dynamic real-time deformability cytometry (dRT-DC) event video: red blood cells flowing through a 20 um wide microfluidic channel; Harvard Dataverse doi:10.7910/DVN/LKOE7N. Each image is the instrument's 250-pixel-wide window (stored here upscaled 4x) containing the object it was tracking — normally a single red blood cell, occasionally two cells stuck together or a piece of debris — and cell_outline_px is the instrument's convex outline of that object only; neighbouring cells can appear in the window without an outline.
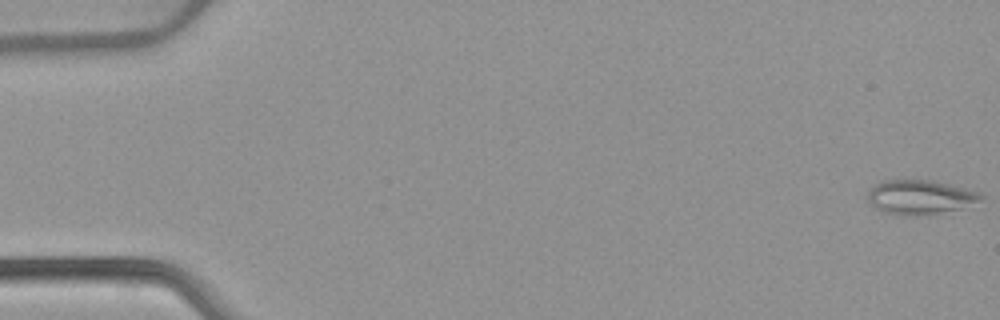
{"species": "common noctule bat (a hibernating species)", "species_latin": "Nyctalus noctula", "temperature_condition": "warm", "stored_images_in_passage": 53, "camera_frame_rate_fps": 3000, "um_per_image_px": 0.085, "animal": {"sex": "female", "body_mass_g": 22.7, "forearm_length_mm": 54.2}, "frame": {"image": 1, "passage_image": 1, "time_ms": 0.0, "image_size_px": [1000, 320], "cell_outline_px": [[984, 196], [980, 200], [960, 208], [916, 216], [904, 216], [884, 212], [876, 208], [868, 200], [868, 188], [880, 180], [928, 180], [948, 184], [964, 188], [976, 192]], "centroid_in_image_um": [78.11, 16.75], "position_along_channel_um": 6.9, "area_um2": 22.31}}
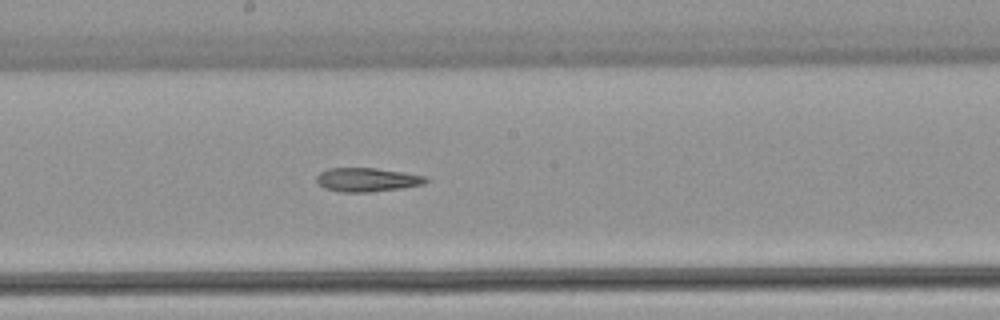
{"frame": {"image": 2, "passage_image": 29, "time_ms": 9.333, "image_size_px": [1000, 320], "cell_outline_px": [[428, 180], [424, 184], [400, 188], [368, 192], [340, 192], [324, 188], [316, 180], [316, 176], [320, 172], [328, 168], [376, 168], [424, 176]], "centroid_in_image_um": [31.15, 15.27], "position_along_channel_um": 217.1, "area_um2": 14.97}}
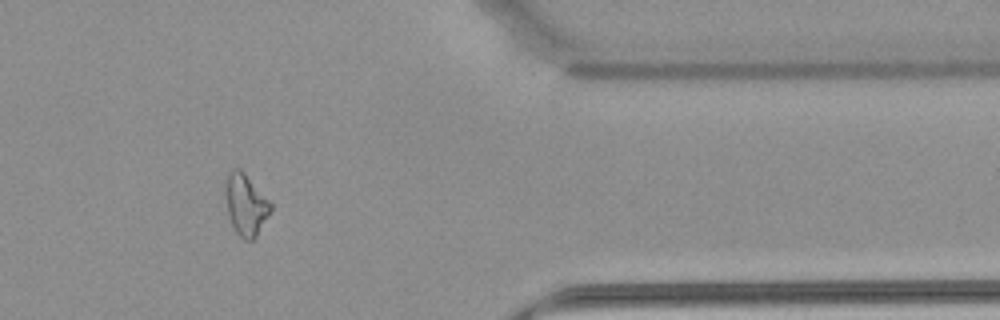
{"frame": {"image": 3, "passage_image": 44, "time_ms": 14.333, "image_size_px": [1000, 320], "cell_outline_px": [[272, 208], [268, 216], [256, 236], [252, 240], [244, 240], [236, 232], [228, 216], [224, 192], [224, 180], [228, 172], [232, 168], [240, 168], [244, 172], [272, 204]], "centroid_in_image_um": [20.84, 17.36], "position_along_channel_um": 390.6, "area_um2": 16.3}}